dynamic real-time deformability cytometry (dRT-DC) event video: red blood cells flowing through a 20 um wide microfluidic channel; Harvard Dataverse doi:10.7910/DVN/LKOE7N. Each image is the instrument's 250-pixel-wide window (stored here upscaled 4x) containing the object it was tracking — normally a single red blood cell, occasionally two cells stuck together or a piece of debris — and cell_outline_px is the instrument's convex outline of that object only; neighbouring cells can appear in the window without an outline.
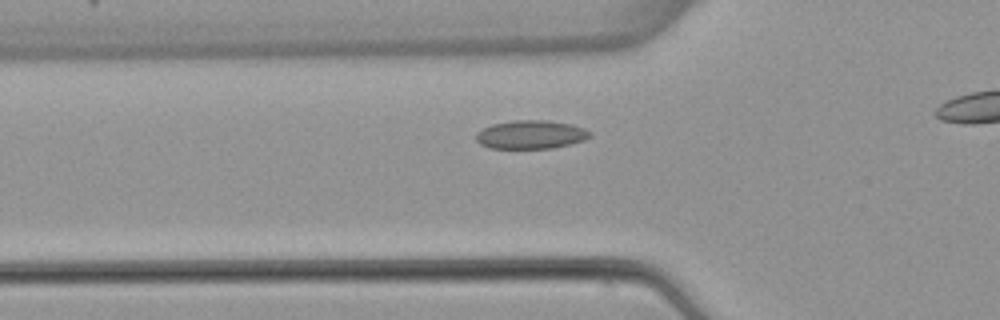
{"species": "common noctule bat (a hibernating species)", "species_latin": "Nyctalus noctula", "temperature_condition": "warm", "stored_images_in_passage": 35, "camera_frame_rate_fps": 3000, "um_per_image_px": 0.085, "animal": {"sex": "female", "body_mass_g": 22.7, "forearm_length_mm": 54.2}, "frame": {"image": 1, "passage_image": 10, "time_ms": 3.0, "image_size_px": [1000, 320], "cell_outline_px": [[592, 136], [584, 140], [552, 148], [488, 148], [480, 144], [476, 140], [476, 132], [492, 124], [516, 120], [548, 120], [572, 124], [584, 128], [592, 132]], "centroid_in_image_um": [45.13, 11.43], "position_along_channel_um": 80.7, "area_um2": 18.96}}
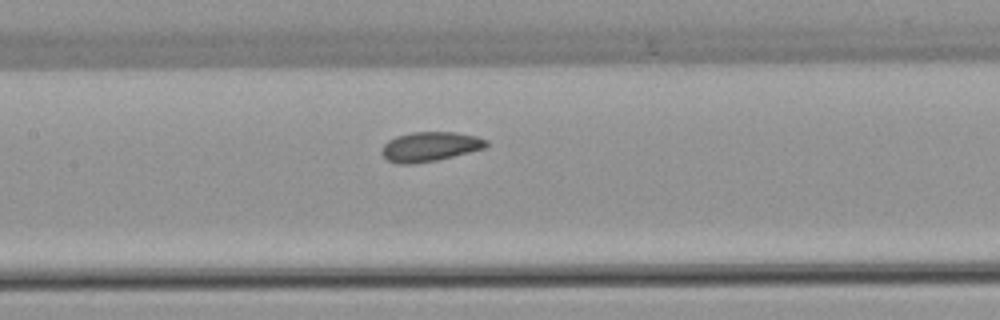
{"frame": {"image": 2, "passage_image": 17, "time_ms": 5.333, "image_size_px": [1000, 320], "cell_outline_px": [[488, 144], [484, 148], [436, 160], [412, 164], [396, 164], [388, 160], [380, 152], [380, 148], [388, 140], [396, 136], [412, 132], [456, 132], [476, 136], [488, 140]], "centroid_in_image_um": [36.5, 12.46], "position_along_channel_um": 170.9, "area_um2": 17.98}}
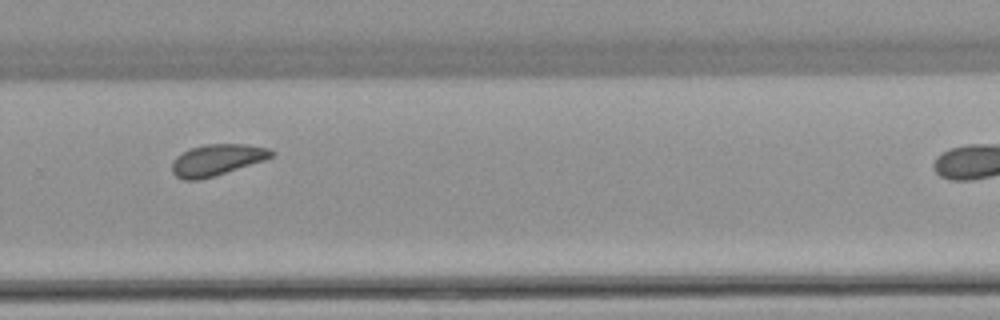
{"frame": {"image": 3, "passage_image": 28, "time_ms": 9.0, "image_size_px": [1000, 320], "cell_outline_px": [[276, 152], [272, 156], [264, 160], [200, 180], [184, 180], [176, 176], [172, 172], [172, 160], [176, 156], [192, 148], [204, 144], [244, 144], [268, 148]], "centroid_in_image_um": [18.41, 13.59], "position_along_channel_um": 311.4, "area_um2": 17.92}}